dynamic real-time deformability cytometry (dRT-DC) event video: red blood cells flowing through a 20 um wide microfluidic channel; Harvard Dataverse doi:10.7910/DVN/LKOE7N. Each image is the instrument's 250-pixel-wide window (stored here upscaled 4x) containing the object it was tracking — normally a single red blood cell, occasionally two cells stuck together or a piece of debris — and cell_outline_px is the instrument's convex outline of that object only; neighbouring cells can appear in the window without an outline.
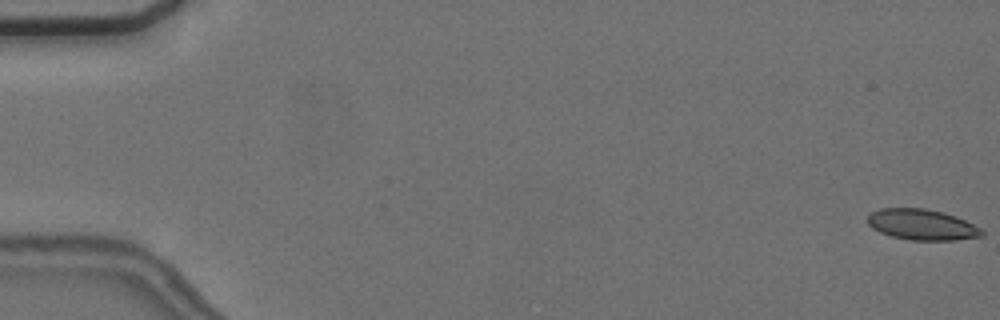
{"species": "common noctule bat (a hibernating species)", "species_latin": "Nyctalus noctula", "temperature_condition": "cold", "stored_images_in_passage": 5, "camera_frame_rate_fps": 3000, "um_per_image_px": 0.085, "animal": {"sex": "female", "body_mass_g": 24.6, "forearm_length_mm": 56.2}, "frame": {"image": 1, "passage_image": 1, "time_ms": 0.0, "image_size_px": [1000, 320], "cell_outline_px": [[984, 236], [956, 240], [908, 240], [892, 236], [880, 232], [872, 228], [868, 224], [868, 216], [872, 212], [880, 208], [924, 208], [940, 212], [964, 220], [980, 228], [984, 232]], "centroid_in_image_um": [78.34, 19.1], "position_along_channel_um": 6.7, "area_um2": 20.29}}